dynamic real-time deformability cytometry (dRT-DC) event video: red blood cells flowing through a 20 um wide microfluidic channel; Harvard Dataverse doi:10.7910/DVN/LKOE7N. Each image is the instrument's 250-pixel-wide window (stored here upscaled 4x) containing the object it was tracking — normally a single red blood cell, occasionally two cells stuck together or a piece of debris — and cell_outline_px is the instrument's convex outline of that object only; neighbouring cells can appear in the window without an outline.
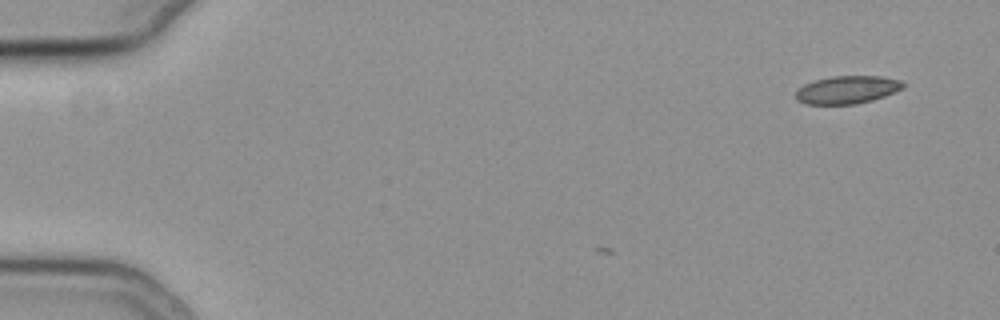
{"species": "common noctule bat (a hibernating species)", "species_latin": "Nyctalus noctula", "temperature_condition": "cold", "stored_images_in_passage": 2, "camera_frame_rate_fps": 3000, "um_per_image_px": 0.085, "animal": {"sex": "female", "body_mass_g": 19.3, "forearm_length_mm": 54.1}, "frame": {"image": 1, "passage_image": 2, "time_ms": 0.333, "image_size_px": [1000, 320], "cell_outline_px": [[904, 88], [884, 96], [872, 100], [856, 104], [804, 104], [796, 100], [796, 88], [804, 84], [816, 80], [832, 76], [880, 76], [900, 80], [904, 84]], "centroid_in_image_um": [71.98, 7.63], "position_along_channel_um": 13.0, "area_um2": 17.46}}